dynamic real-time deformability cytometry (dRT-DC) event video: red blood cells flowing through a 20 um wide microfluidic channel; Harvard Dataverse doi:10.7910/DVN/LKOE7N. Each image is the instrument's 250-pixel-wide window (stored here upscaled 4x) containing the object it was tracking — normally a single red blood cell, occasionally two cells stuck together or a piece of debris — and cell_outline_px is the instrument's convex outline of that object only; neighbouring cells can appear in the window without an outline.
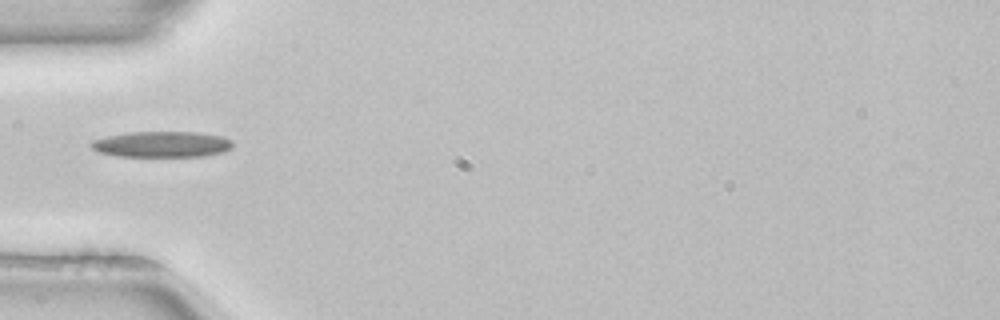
{"species": "common noctule bat (a hibernating species)", "species_latin": "Nyctalus noctula", "temperature_condition": "room temperature", "stored_images_in_passage": 36, "camera_frame_rate_fps": 3000, "um_per_image_px": 0.085, "animal": {"sex": "female", "body_mass_g": 22.7, "forearm_length_mm": 54.2}, "frame": {"image": 1, "passage_image": 1, "time_ms": 0.0, "image_size_px": [1000, 320], "cell_outline_px": [[232, 148], [224, 152], [204, 156], [116, 156], [100, 152], [92, 148], [88, 144], [92, 140], [108, 136], [128, 132], [196, 132], [224, 136], [232, 140]], "centroid_in_image_um": [13.78, 12.26], "position_along_channel_um": 71.2, "area_um2": 21.44}}
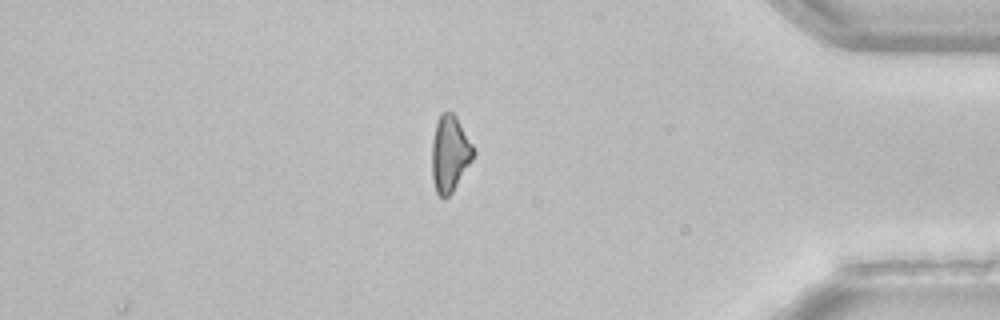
{"frame": {"image": 2, "passage_image": 28, "time_ms": 9.0, "image_size_px": [1000, 320], "cell_outline_px": [[476, 152], [472, 160], [452, 192], [444, 200], [436, 192], [432, 180], [432, 140], [436, 120], [440, 112], [452, 112], [456, 116], [472, 144]], "centroid_in_image_um": [38.22, 13.05], "position_along_channel_um": 397.0, "area_um2": 18.55}}
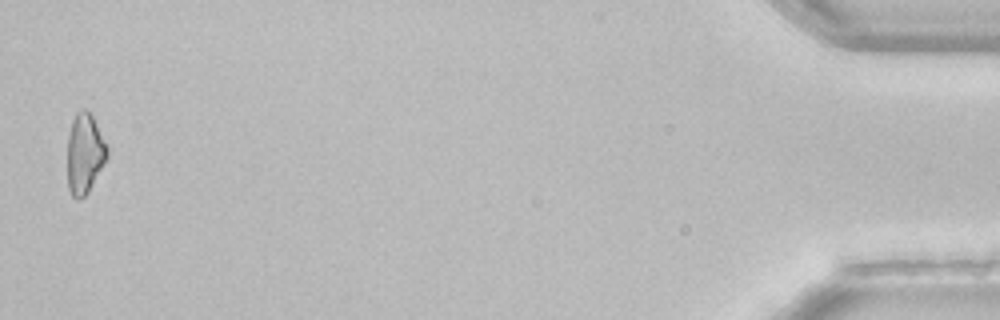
{"frame": {"image": 3, "passage_image": 35, "time_ms": 11.333, "image_size_px": [1000, 320], "cell_outline_px": [[108, 156], [88, 192], [80, 200], [76, 200], [72, 196], [68, 188], [68, 136], [72, 120], [76, 112], [84, 108], [92, 116], [108, 148]], "centroid_in_image_um": [7.18, 13.07], "position_along_channel_um": 428.0, "area_um2": 18.38}, "authors_computed_cell_mechanics": {"area_um2": 19.1029, "velocity_mm_per_s": 3.9915, "shape_relaxation_time_tau1_ms": 8.2938, "shape_relaxation_time_tau2_ms": null, "deformation_change_tau1": 0.1946, "deformation_change_tau2": null}}